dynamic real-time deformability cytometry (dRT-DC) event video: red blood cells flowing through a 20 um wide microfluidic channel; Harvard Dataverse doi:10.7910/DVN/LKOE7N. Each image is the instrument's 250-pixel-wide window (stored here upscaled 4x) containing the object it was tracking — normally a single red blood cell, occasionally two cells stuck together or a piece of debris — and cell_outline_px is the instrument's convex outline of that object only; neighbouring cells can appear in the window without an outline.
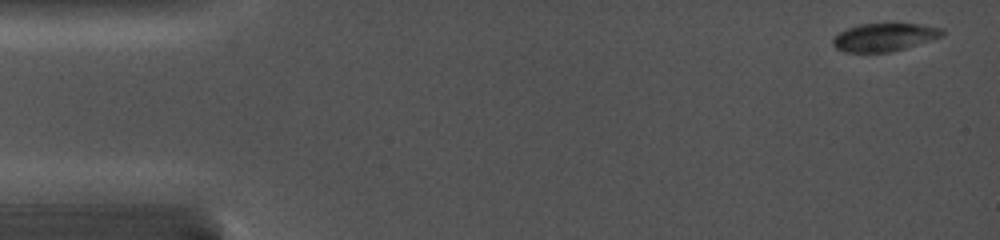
{"species": "common noctule bat (a hibernating species)", "species_latin": "Nyctalus noctula", "temperature_condition": "cold", "stored_images_in_passage": 37, "camera_frame_rate_fps": 5000, "um_per_image_px": 0.085, "animal": {"sex": "female", "body_mass_g": 19.0, "forearm_length_mm": 56.7}, "frame": {"image": 1, "passage_image": 1, "time_ms": 0.0, "image_size_px": [1000, 240], "cell_outline_px": [[944, 36], [892, 52], [844, 52], [836, 48], [832, 44], [832, 40], [840, 32], [848, 28], [860, 24], [920, 24], [944, 28]], "centroid_in_image_um": [75.19, 3.16], "position_along_channel_um": 9.8, "area_um2": 17.8}}
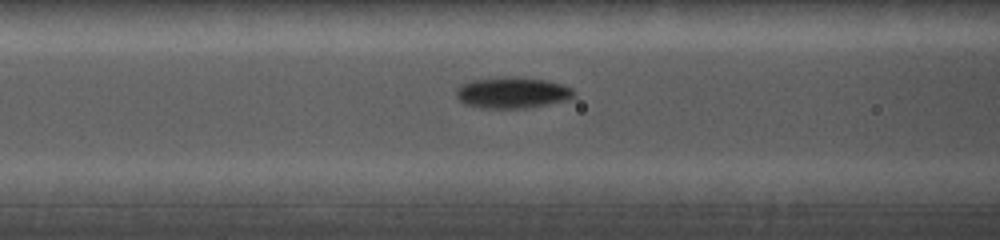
{"frame": {"image": 2, "passage_image": 14, "time_ms": 6.0, "image_size_px": [1000, 240], "cell_outline_px": [[576, 96], [568, 100], [548, 104], [524, 108], [480, 108], [464, 104], [456, 96], [456, 88], [460, 84], [472, 80], [504, 76], [508, 76], [548, 80], [564, 84], [572, 88], [576, 92]], "centroid_in_image_um": [43.56, 7.87], "position_along_channel_um": 123.0, "area_um2": 21.73}}
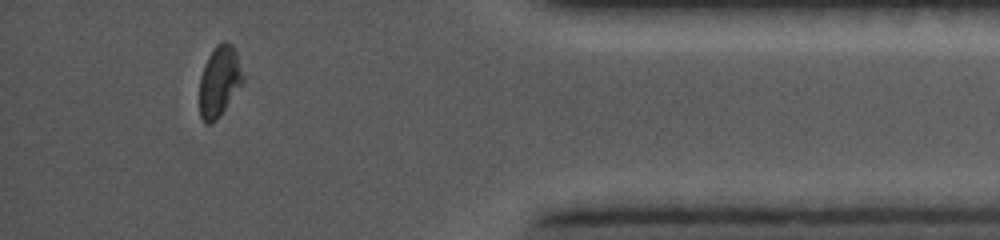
{"frame": {"image": 3, "passage_image": 33, "time_ms": 14.0, "image_size_px": [1000, 240], "cell_outline_px": [[244, 80], [220, 116], [212, 124], [204, 124], [200, 116], [200, 76], [204, 64], [208, 56], [216, 44], [224, 40], [228, 40], [232, 44], [236, 52], [244, 76]], "centroid_in_image_um": [18.63, 6.89], "position_along_channel_um": 416.6, "area_um2": 18.03}}